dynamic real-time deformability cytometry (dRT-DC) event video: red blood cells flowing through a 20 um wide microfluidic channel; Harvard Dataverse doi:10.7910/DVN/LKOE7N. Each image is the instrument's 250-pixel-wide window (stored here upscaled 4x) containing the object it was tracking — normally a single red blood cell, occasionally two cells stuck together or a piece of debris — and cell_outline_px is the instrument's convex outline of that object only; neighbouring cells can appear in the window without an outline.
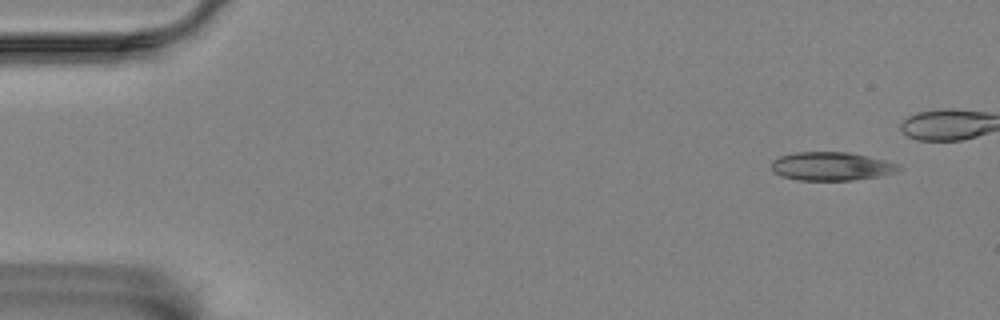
{"species": "Egyptian fruit bat (a non-hibernating species)", "species_latin": "Rousettus aegyptiacus", "temperature_condition": "room temperature", "stored_images_in_passage": 15, "camera_frame_rate_fps": 3000, "um_per_image_px": 0.085, "animal": {"sex": "female"}, "frame": {"image": 1, "passage_image": 3, "time_ms": 0.667, "image_size_px": [1000, 320], "cell_outline_px": [[900, 168], [896, 172], [876, 176], [852, 180], [796, 180], [784, 176], [776, 172], [772, 168], [772, 160], [780, 156], [796, 152], [848, 152], [884, 160], [900, 164]], "centroid_in_image_um": [70.66, 14.13], "position_along_channel_um": 14.3, "area_um2": 20.81}}